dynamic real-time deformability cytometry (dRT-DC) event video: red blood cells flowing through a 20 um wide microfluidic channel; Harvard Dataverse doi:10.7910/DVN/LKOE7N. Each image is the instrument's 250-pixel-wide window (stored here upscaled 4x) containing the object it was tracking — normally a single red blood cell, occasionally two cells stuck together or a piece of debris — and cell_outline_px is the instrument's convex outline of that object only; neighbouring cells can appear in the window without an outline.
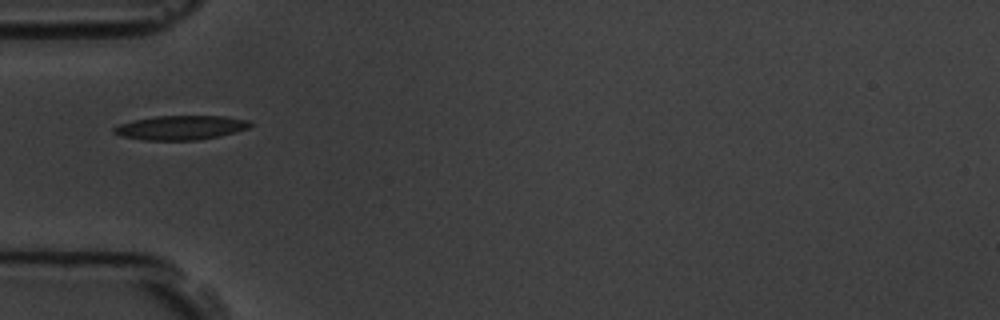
{"species": "common noctule bat (a hibernating species)", "species_latin": "Nyctalus noctula", "temperature_condition": "room temperature", "stored_images_in_passage": 4, "camera_frame_rate_fps": 3000, "um_per_image_px": 0.085, "animal": {"sex": "male", "body_mass_g": 19.5, "forearm_length_mm": 54.6}, "frame": {"image": 1, "passage_image": 1, "time_ms": 0.0, "image_size_px": [1000, 320], "cell_outline_px": [[252, 124], [248, 128], [236, 132], [220, 136], [196, 140], [144, 140], [120, 136], [112, 132], [112, 128], [120, 124], [132, 120], [156, 116], [224, 116], [248, 120]], "centroid_in_image_um": [15.33, 10.85], "position_along_channel_um": 69.7, "area_um2": 19.31}}
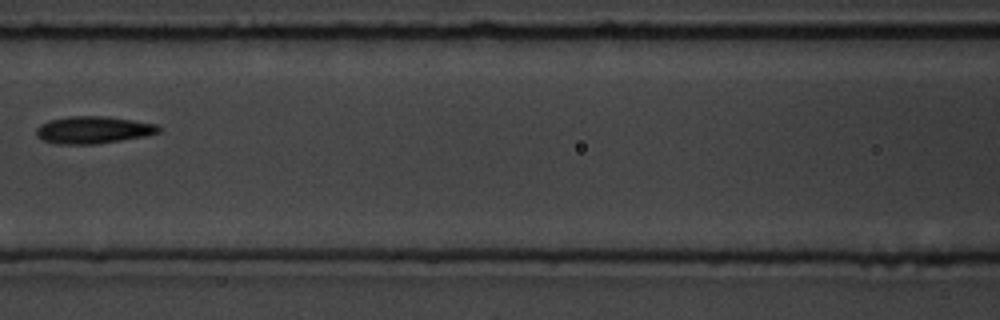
{"frame": {"image": 2, "passage_image": 3, "time_ms": 2.333, "image_size_px": [1000, 320], "cell_outline_px": [[160, 132], [144, 136], [120, 140], [92, 144], [56, 144], [44, 140], [36, 136], [36, 128], [40, 124], [48, 120], [72, 116], [108, 116], [160, 124]], "centroid_in_image_um": [7.93, 11.03], "position_along_channel_um": 158.7, "area_um2": 19.48}}
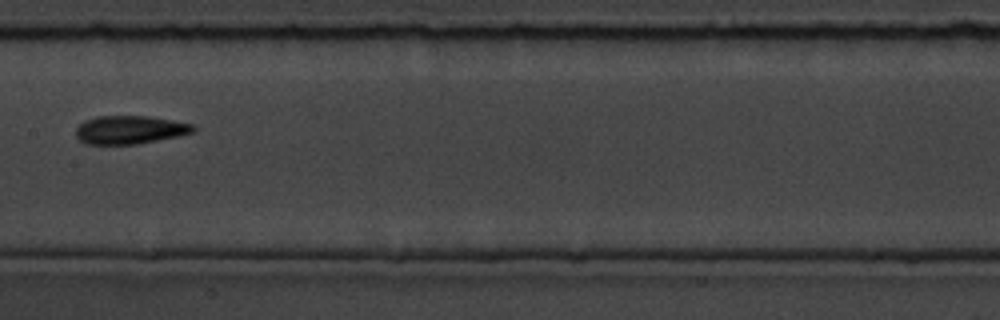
{"frame": {"image": 3, "passage_image": 4, "time_ms": 3.333, "image_size_px": [1000, 320], "cell_outline_px": [[196, 132], [180, 136], [136, 144], [84, 144], [76, 136], [76, 128], [84, 120], [96, 116], [148, 116], [196, 124]], "centroid_in_image_um": [11.08, 11.03], "position_along_channel_um": 196.3, "area_um2": 19.59}}